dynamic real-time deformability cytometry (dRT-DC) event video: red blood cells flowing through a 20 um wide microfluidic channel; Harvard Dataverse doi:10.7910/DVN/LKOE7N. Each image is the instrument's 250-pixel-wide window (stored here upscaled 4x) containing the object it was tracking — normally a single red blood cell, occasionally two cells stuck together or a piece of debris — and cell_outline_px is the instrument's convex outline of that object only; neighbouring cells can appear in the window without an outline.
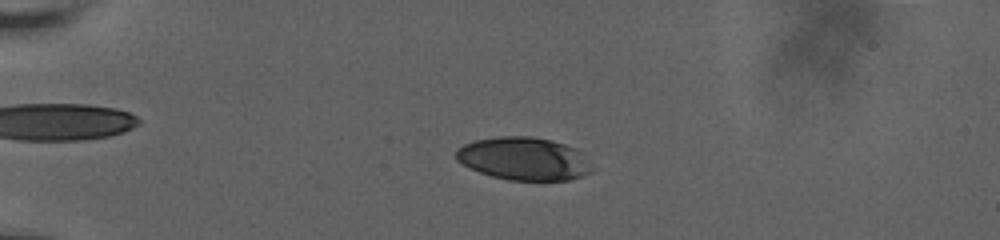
{"species": "human", "species_latin": "Homo sapiens", "temperature_condition": "room temperature", "stored_images_in_passage": 33, "camera_frame_rate_fps": 3000, "um_per_image_px": 0.085, "donor": {"sex": "male"}, "frame": {"image": 1, "passage_image": 17, "time_ms": 5.333, "image_size_px": [1000, 240], "cell_outline_px": [[588, 172], [580, 176], [568, 180], [508, 180], [492, 176], [468, 168], [456, 160], [456, 148], [464, 144], [476, 140], [500, 136], [532, 136], [552, 140], [576, 148], [580, 152]], "centroid_in_image_um": [44.4, 13.47], "position_along_channel_um": 40.6, "area_um2": 33.41}}
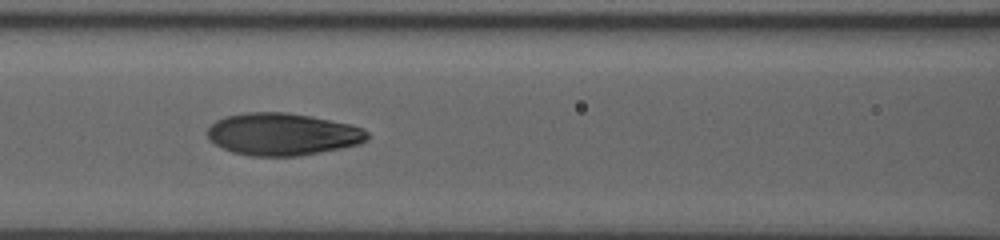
{"frame": {"image": 2, "passage_image": 26, "time_ms": 8.333, "image_size_px": [1000, 240], "cell_outline_px": [[368, 140], [360, 144], [300, 156], [252, 156], [232, 152], [216, 144], [208, 136], [208, 128], [216, 120], [224, 116], [244, 112], [288, 112], [312, 116], [352, 124], [364, 128], [368, 132]], "centroid_in_image_um": [24.05, 11.4], "position_along_channel_um": 142.5, "area_um2": 39.59}}
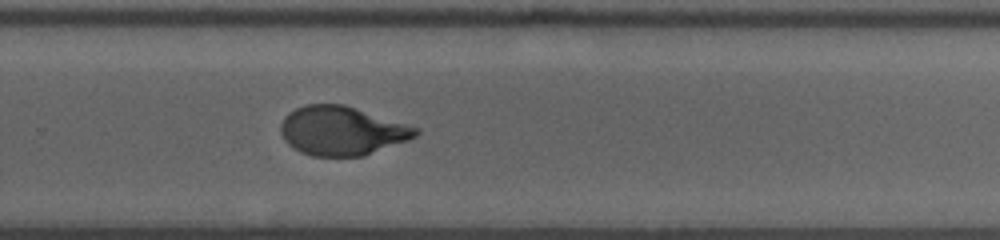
{"frame": {"image": 3, "passage_image": 33, "time_ms": 10.667, "image_size_px": [1000, 240], "cell_outline_px": [[420, 132], [416, 136], [408, 140], [364, 156], [312, 156], [300, 152], [292, 148], [284, 140], [280, 132], [280, 124], [284, 116], [288, 112], [304, 104], [344, 104], [420, 128]], "centroid_in_image_um": [29.03, 11.11], "position_along_channel_um": 300.8, "area_um2": 38.78}}